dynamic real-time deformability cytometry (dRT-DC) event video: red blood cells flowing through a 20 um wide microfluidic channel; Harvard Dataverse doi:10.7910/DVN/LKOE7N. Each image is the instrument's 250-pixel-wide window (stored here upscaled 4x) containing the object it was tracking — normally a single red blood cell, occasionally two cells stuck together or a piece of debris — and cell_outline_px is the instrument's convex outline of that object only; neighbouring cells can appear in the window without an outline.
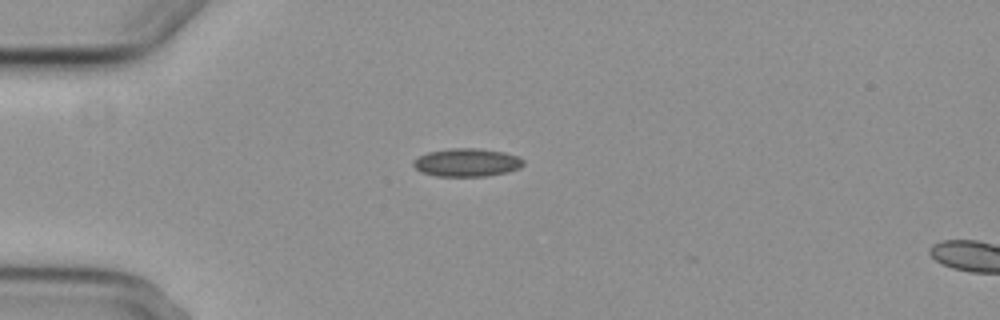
{"species": "common noctule bat (a hibernating species)", "species_latin": "Nyctalus noctula", "temperature_condition": "cold", "stored_images_in_passage": 4, "camera_frame_rate_fps": 3000, "um_per_image_px": 0.085, "animal": {"sex": "female", "body_mass_g": 29.2, "forearm_length_mm": 56.3}, "frame": {"image": 1, "passage_image": 3, "time_ms": 2.333, "image_size_px": [1000, 320], "cell_outline_px": [[524, 164], [520, 168], [508, 172], [484, 176], [436, 176], [420, 172], [412, 164], [412, 160], [428, 152], [452, 148], [480, 148], [504, 152], [516, 156], [524, 160]], "centroid_in_image_um": [39.68, 13.81], "position_along_channel_um": 45.3, "area_um2": 18.09}}